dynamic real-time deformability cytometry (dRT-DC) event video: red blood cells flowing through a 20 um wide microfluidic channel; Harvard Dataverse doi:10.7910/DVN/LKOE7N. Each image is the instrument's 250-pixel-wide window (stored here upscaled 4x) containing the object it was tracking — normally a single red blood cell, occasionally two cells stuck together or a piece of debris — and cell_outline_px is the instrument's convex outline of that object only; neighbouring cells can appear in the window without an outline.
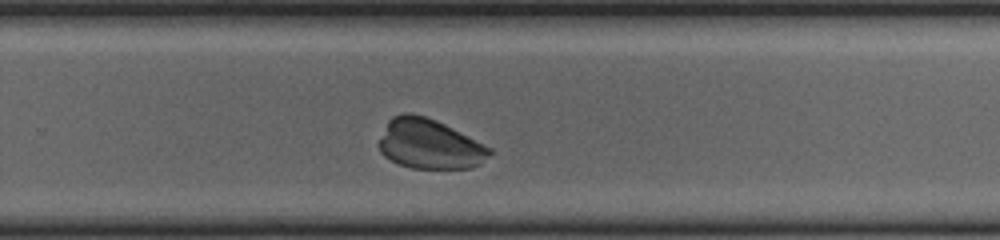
{"species": "common noctule bat (a hibernating species)", "species_latin": "Nyctalus noctula", "temperature_condition": "cold", "stored_images_in_passage": 30, "camera_frame_rate_fps": 3000, "um_per_image_px": 0.085, "animal": {"sex": "female", "body_mass_g": 23.0, "forearm_length_mm": 53.4}, "frame": {"image": 1, "passage_image": 23, "time_ms": 7.333, "image_size_px": [1000, 240], "cell_outline_px": [[492, 152], [480, 164], [472, 168], [412, 168], [400, 164], [384, 156], [380, 152], [380, 140], [388, 120], [392, 116], [404, 112], [408, 112], [424, 116], [436, 120], [492, 148]], "centroid_in_image_um": [36.51, 12.24], "position_along_channel_um": 293.3, "area_um2": 31.79}}